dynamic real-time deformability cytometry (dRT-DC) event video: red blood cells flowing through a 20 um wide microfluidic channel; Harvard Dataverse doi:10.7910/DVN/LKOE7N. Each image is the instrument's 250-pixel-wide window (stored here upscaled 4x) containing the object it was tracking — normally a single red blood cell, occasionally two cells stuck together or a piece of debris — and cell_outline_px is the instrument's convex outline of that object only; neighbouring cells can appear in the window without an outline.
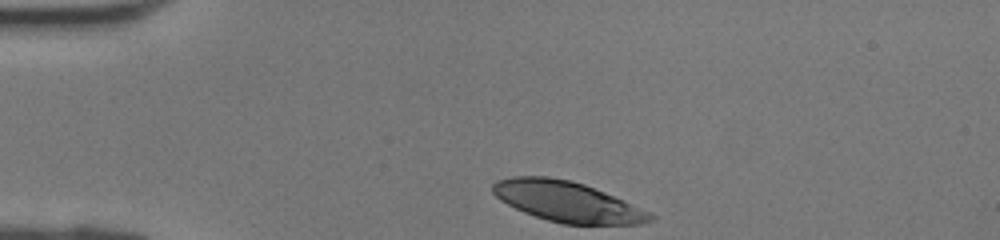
{"species": "human", "species_latin": "Homo sapiens", "temperature_condition": "room temperature", "stored_images_in_passage": 27, "camera_frame_rate_fps": 3000, "um_per_image_px": 0.085, "donor": {"sex": "female"}, "frame": {"image": 1, "passage_image": 1, "time_ms": 0.0, "image_size_px": [1000, 240], "cell_outline_px": [[656, 216], [652, 220], [640, 224], [564, 224], [548, 220], [524, 212], [500, 200], [492, 192], [492, 184], [496, 180], [512, 176], [548, 176], [568, 180], [584, 184], [624, 200], [652, 212]], "centroid_in_image_um": [48.22, 17.13], "position_along_channel_um": 36.8, "area_um2": 36.99}}
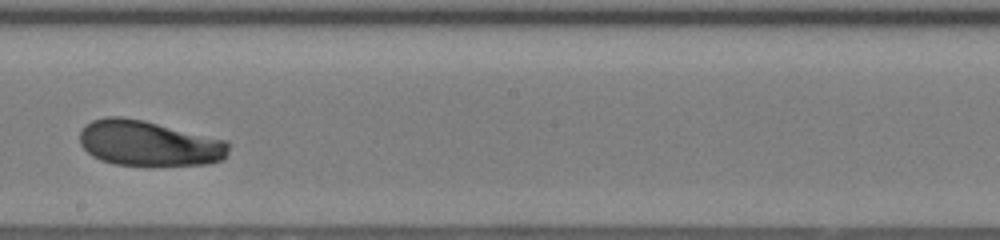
{"frame": {"image": 2, "passage_image": 16, "time_ms": 5.0, "image_size_px": [1000, 240], "cell_outline_px": [[232, 144], [228, 152], [220, 160], [208, 164], [112, 164], [100, 160], [92, 156], [80, 144], [80, 132], [84, 124], [92, 120], [104, 116], [120, 116], [144, 120], [228, 140]], "centroid_in_image_um": [12.64, 12.15], "position_along_channel_um": 235.6, "area_um2": 39.42}}
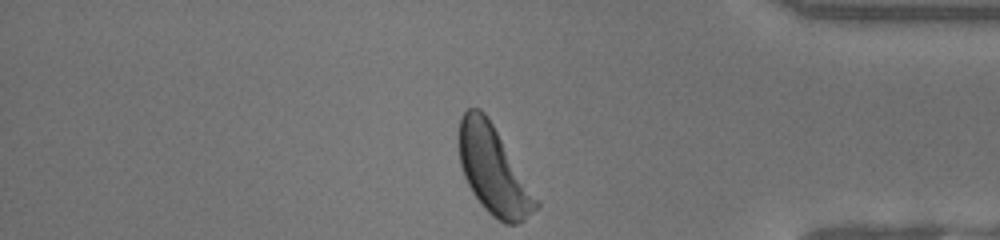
{"frame": {"image": 3, "passage_image": 27, "time_ms": 8.667, "image_size_px": [1000, 240], "cell_outline_px": [[540, 204], [524, 220], [516, 224], [504, 224], [492, 216], [480, 204], [472, 192], [464, 176], [460, 164], [460, 120], [464, 112], [468, 108], [480, 108], [488, 116], [540, 200]], "centroid_in_image_um": [41.97, 14.49], "position_along_channel_um": 393.2, "area_um2": 39.3}}